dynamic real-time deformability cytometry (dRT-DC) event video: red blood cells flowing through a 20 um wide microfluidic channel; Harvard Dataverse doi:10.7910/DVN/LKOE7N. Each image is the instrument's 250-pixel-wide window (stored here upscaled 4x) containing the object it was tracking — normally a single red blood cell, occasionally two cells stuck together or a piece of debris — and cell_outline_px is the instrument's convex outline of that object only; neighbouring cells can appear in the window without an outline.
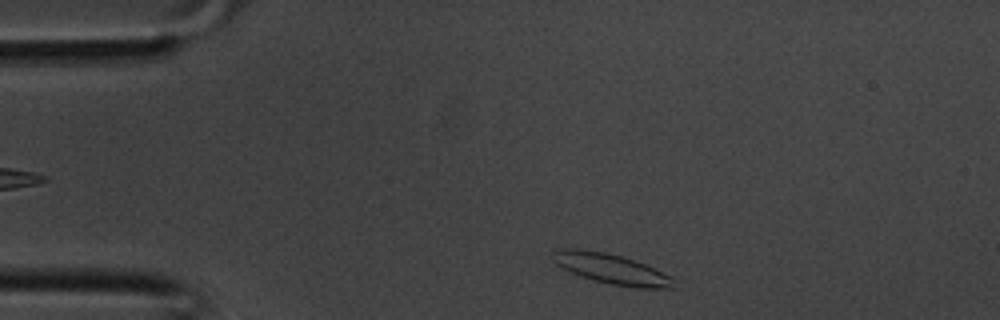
{"species": "common noctule bat (a hibernating species)", "species_latin": "Nyctalus noctula", "temperature_condition": "room temperature", "stored_images_in_passage": 32, "camera_frame_rate_fps": 3000, "um_per_image_px": 0.085, "animal": {"sex": "male", "body_mass_g": 20.1, "forearm_length_mm": 53.5}, "frame": {"image": 1, "passage_image": 1, "time_ms": 0.0, "image_size_px": [1000, 320], "cell_outline_px": [[676, 288], [636, 288], [608, 284], [572, 272], [556, 264], [552, 260], [552, 252], [560, 248], [576, 248], [604, 252], [636, 260], [676, 280]], "centroid_in_image_um": [51.97, 22.85], "position_along_channel_um": 33.0, "area_um2": 21.04}}
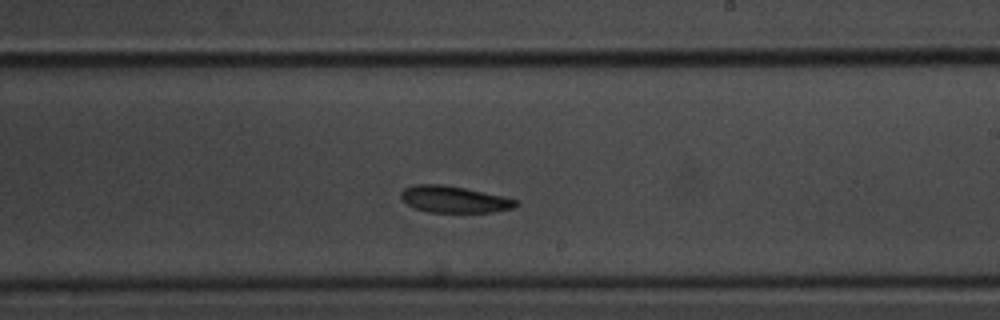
{"frame": {"image": 2, "passage_image": 16, "time_ms": 5.0, "image_size_px": [1000, 320], "cell_outline_px": [[520, 204], [512, 208], [492, 212], [428, 212], [416, 208], [408, 204], [400, 196], [400, 192], [404, 188], [412, 184], [440, 184], [464, 188], [504, 196], [516, 200]], "centroid_in_image_um": [38.59, 16.94], "position_along_channel_um": 250.4, "area_um2": 17.74}}
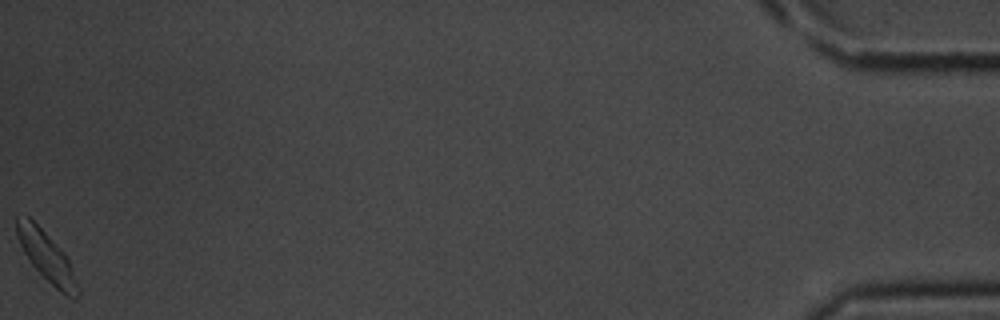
{"frame": {"image": 3, "passage_image": 32, "time_ms": 10.333, "image_size_px": [1000, 320], "cell_outline_px": [[80, 292], [76, 296], [64, 296], [28, 260], [16, 236], [16, 212], [28, 216], [64, 252], [68, 260]], "centroid_in_image_um": [3.9, 21.75], "position_along_channel_um": 431.3, "area_um2": 17.22}}